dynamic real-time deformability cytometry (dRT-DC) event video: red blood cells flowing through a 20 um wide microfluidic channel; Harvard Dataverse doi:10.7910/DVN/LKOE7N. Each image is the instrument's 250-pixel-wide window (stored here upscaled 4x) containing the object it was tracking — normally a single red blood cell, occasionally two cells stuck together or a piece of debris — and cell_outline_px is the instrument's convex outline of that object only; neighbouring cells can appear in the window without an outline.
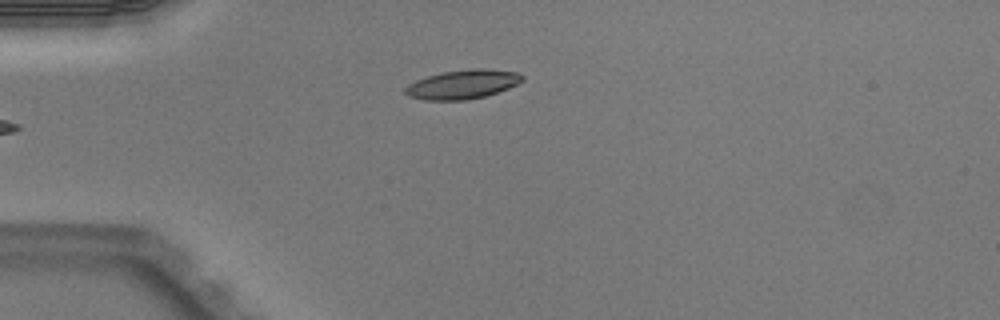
{"species": "Egyptian fruit bat (a non-hibernating species)", "species_latin": "Rousettus aegyptiacus", "temperature_condition": "warm", "stored_images_in_passage": 3, "camera_frame_rate_fps": 3000, "um_per_image_px": 0.085, "animal": {"sex": "male"}, "frame": {"image": 1, "passage_image": 1, "time_ms": 0.0, "image_size_px": [1000, 320], "cell_outline_px": [[524, 80], [508, 88], [484, 96], [468, 100], [424, 100], [408, 96], [404, 92], [404, 88], [408, 84], [416, 80], [428, 76], [444, 72], [476, 68], [484, 68], [516, 72], [524, 76]], "centroid_in_image_um": [39.31, 7.17], "position_along_channel_um": 45.7, "area_um2": 19.71}}
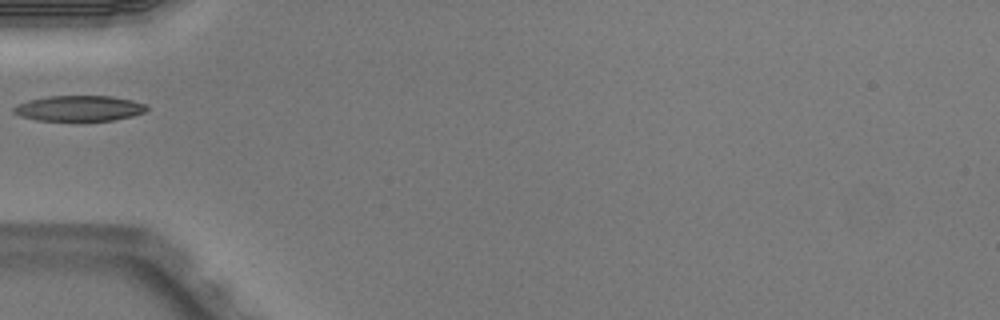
{"frame": {"image": 2, "passage_image": 2, "time_ms": 0.333, "image_size_px": [1000, 320], "cell_outline_px": [[148, 108], [144, 112], [132, 116], [112, 120], [36, 120], [20, 116], [12, 112], [12, 108], [16, 104], [28, 100], [48, 96], [112, 96], [132, 100], [144, 104]], "centroid_in_image_um": [6.68, 9.2], "position_along_channel_um": 78.3, "area_um2": 19.71}}